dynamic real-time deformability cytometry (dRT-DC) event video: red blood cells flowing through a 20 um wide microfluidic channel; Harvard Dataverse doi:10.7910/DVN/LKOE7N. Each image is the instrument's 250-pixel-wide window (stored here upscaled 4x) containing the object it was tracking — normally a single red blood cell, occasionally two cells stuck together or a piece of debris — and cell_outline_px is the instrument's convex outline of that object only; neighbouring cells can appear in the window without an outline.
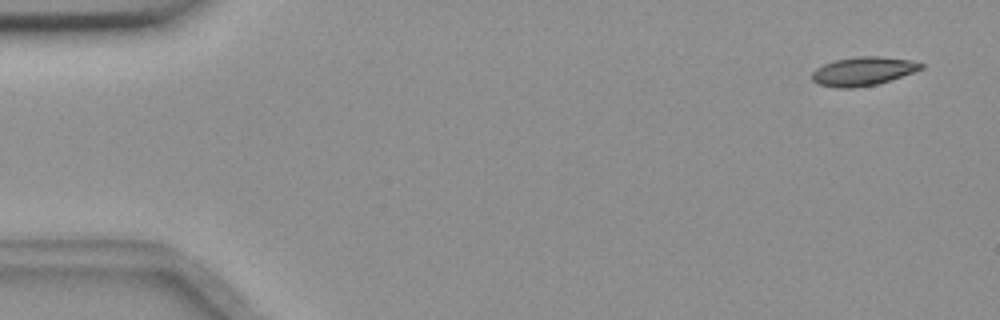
{"species": "common noctule bat (a hibernating species)", "species_latin": "Nyctalus noctula", "temperature_condition": "room temperature", "stored_images_in_passage": 6, "camera_frame_rate_fps": 3000, "um_per_image_px": 0.085, "animal": {"sex": "female", "body_mass_g": 18.4}, "frame": {"image": 1, "passage_image": 1, "time_ms": 0.0, "image_size_px": [1000, 320], "cell_outline_px": [[924, 68], [876, 84], [852, 88], [832, 88], [820, 84], [812, 80], [812, 72], [816, 68], [824, 64], [836, 60], [860, 56], [880, 56], [912, 60], [924, 64]], "centroid_in_image_um": [73.34, 6.05], "position_along_channel_um": 11.7, "area_um2": 18.03}}
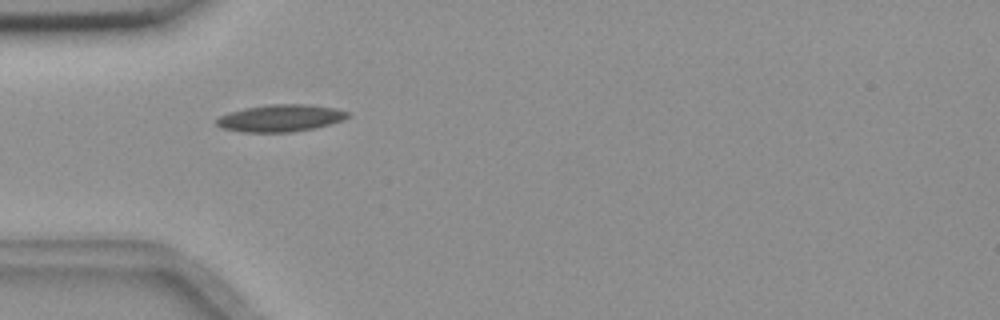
{"frame": {"image": 2, "passage_image": 5, "time_ms": 1.333, "image_size_px": [1000, 320], "cell_outline_px": [[348, 116], [344, 120], [332, 124], [316, 128], [292, 132], [244, 132], [224, 128], [216, 124], [216, 120], [220, 116], [244, 108], [268, 104], [308, 104], [336, 108], [348, 112]], "centroid_in_image_um": [23.89, 10.04], "position_along_channel_um": 61.1, "area_um2": 20.69}}